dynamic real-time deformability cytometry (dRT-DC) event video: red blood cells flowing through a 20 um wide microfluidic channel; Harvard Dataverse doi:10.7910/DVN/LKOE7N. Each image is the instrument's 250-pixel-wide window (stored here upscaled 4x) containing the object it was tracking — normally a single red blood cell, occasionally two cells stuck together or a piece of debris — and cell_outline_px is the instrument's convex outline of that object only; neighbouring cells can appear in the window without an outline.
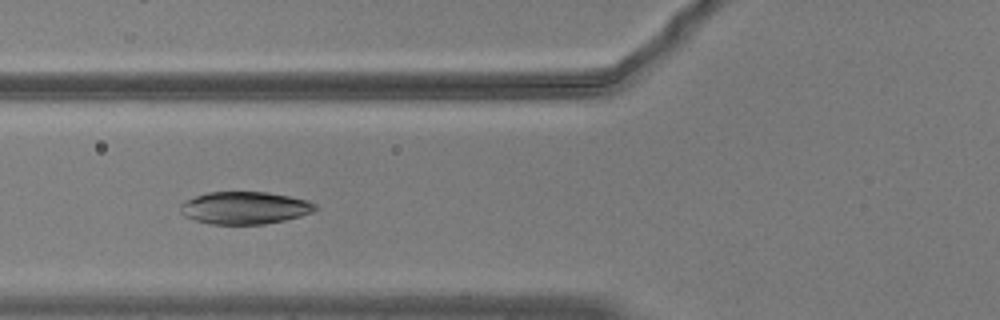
{"species": "common noctule bat (a hibernating species)", "species_latin": "Nyctalus noctula", "temperature_condition": "warm", "stored_images_in_passage": 54, "camera_frame_rate_fps": 3000, "um_per_image_px": 0.085, "animal": {"sex": "male", "body_mass_g": 20.5, "forearm_length_mm": 52.5}, "frame": {"image": 1, "passage_image": 21, "time_ms": 6.667, "image_size_px": [1000, 320], "cell_outline_px": [[316, 208], [312, 212], [300, 216], [284, 220], [264, 224], [208, 224], [184, 216], [180, 212], [180, 204], [196, 196], [208, 192], [268, 192], [308, 200], [316, 204]], "centroid_in_image_um": [20.79, 17.67], "position_along_channel_um": 105.0, "area_um2": 25.37}}
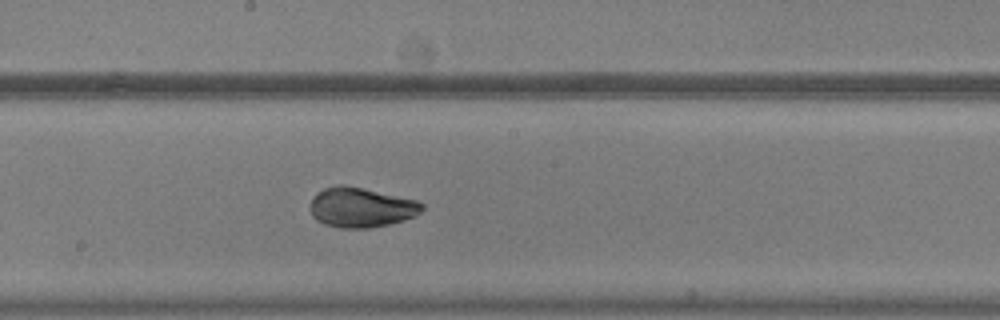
{"frame": {"image": 2, "passage_image": 30, "time_ms": 9.667, "image_size_px": [1000, 320], "cell_outline_px": [[424, 208], [416, 216], [404, 220], [388, 224], [368, 228], [340, 228], [324, 224], [316, 220], [312, 216], [312, 200], [316, 192], [324, 188], [340, 184], [344, 184], [364, 188], [416, 200], [424, 204]], "centroid_in_image_um": [30.7, 17.62], "position_along_channel_um": 217.5, "area_um2": 25.95}}
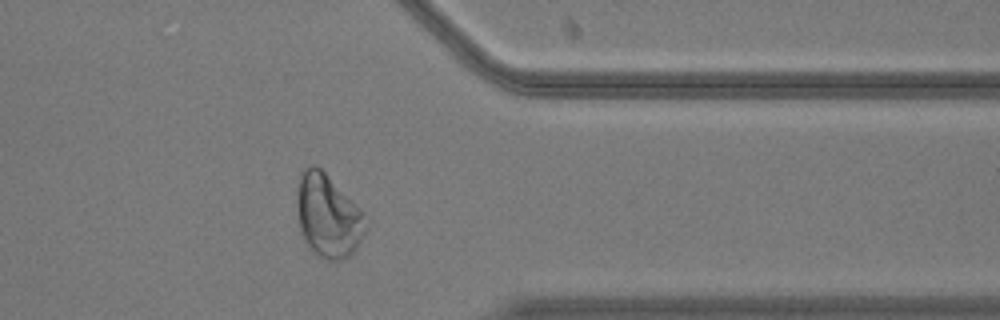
{"frame": {"image": 3, "passage_image": 44, "time_ms": 14.333, "image_size_px": [1000, 320], "cell_outline_px": [[368, 228], [356, 248], [344, 260], [328, 260], [316, 256], [312, 252], [304, 240], [300, 232], [300, 176], [304, 168], [312, 164], [320, 168], [360, 208]], "centroid_in_image_um": [27.93, 18.41], "position_along_channel_um": 383.5, "area_um2": 32.37}, "authors_computed_cell_mechanics": {"area_um2": 28.8711, "velocity_mm_per_s": 3.7205, "shape_relaxation_time_tau1_ms": 4.0127, "shape_relaxation_time_tau2_ms": 1.1397, "deformation_change_tau1": 0.1898, "deformation_change_tau2": 0.0309}}